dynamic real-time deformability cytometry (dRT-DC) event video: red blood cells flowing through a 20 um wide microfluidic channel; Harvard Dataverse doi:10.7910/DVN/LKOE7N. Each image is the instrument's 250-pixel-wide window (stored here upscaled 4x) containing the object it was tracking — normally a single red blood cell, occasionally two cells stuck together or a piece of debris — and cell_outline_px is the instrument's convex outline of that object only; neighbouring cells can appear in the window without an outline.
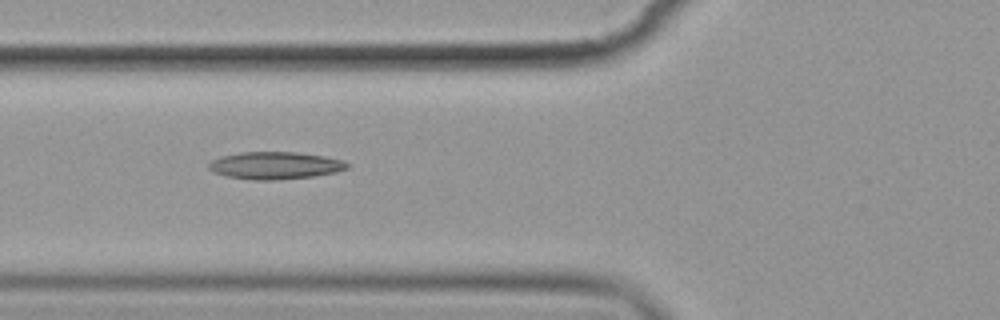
{"species": "common noctule bat (a hibernating species)", "species_latin": "Nyctalus noctula", "temperature_condition": "cold", "stored_images_in_passage": 11, "camera_frame_rate_fps": 3000, "um_per_image_px": 0.085, "animal": {"sex": "female", "body_mass_g": 19.9}, "frame": {"image": 1, "passage_image": 2, "time_ms": 2.0, "image_size_px": [1000, 320], "cell_outline_px": [[348, 168], [336, 172], [312, 176], [276, 180], [252, 180], [228, 176], [216, 172], [208, 168], [208, 164], [212, 160], [220, 156], [240, 152], [296, 152], [324, 156], [340, 160], [348, 164]], "centroid_in_image_um": [23.36, 14.06], "position_along_channel_um": 102.4, "area_um2": 21.85}}
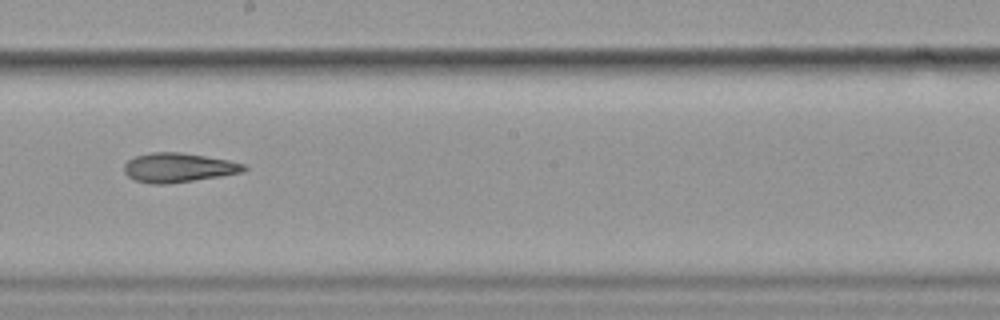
{"frame": {"image": 2, "passage_image": 5, "time_ms": 5.667, "image_size_px": [1000, 320], "cell_outline_px": [[248, 168], [244, 172], [220, 176], [168, 184], [152, 184], [132, 180], [124, 172], [124, 164], [128, 160], [136, 156], [152, 152], [180, 152], [228, 160], [244, 164]], "centroid_in_image_um": [15.14, 14.25], "position_along_channel_um": 233.1, "area_um2": 20.46}}
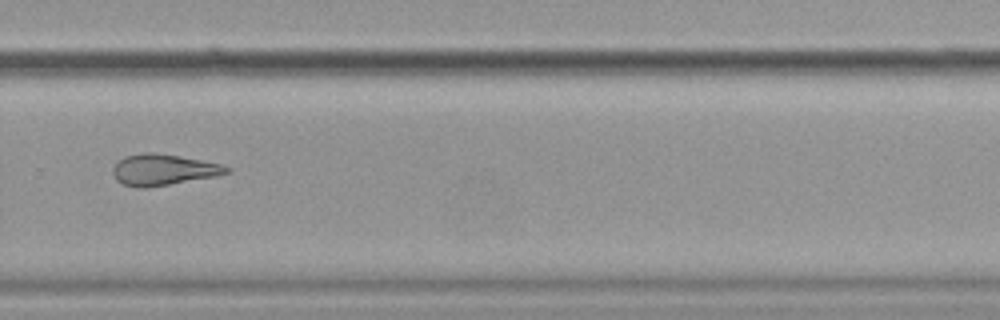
{"frame": {"image": 3, "passage_image": 7, "time_ms": 8.0, "image_size_px": [1000, 320], "cell_outline_px": [[232, 168], [228, 172], [216, 176], [144, 188], [136, 188], [124, 184], [116, 180], [112, 172], [112, 168], [124, 156], [144, 152], [152, 152], [180, 156], [220, 164]], "centroid_in_image_um": [13.85, 14.42], "position_along_channel_um": 316.0, "area_um2": 20.4}, "authors_computed_cell_mechanics": {"area_um2": 20.808, "velocity_mm_per_s": 3.5718, "shape_relaxation_time_tau1_ms": 11.283, "shape_relaxation_time_tau2_ms": 3.8873, "deformation_change_tau1": 0.1877, "deformation_change_tau2": 0.1197}}